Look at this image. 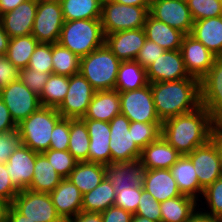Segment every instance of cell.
Segmentation results:
<instances>
[{
  "label": "cell",
  "instance_id": "obj_44",
  "mask_svg": "<svg viewBox=\"0 0 222 222\" xmlns=\"http://www.w3.org/2000/svg\"><path fill=\"white\" fill-rule=\"evenodd\" d=\"M203 196L210 211L200 212L212 218L222 217V176L204 190Z\"/></svg>",
  "mask_w": 222,
  "mask_h": 222
},
{
  "label": "cell",
  "instance_id": "obj_21",
  "mask_svg": "<svg viewBox=\"0 0 222 222\" xmlns=\"http://www.w3.org/2000/svg\"><path fill=\"white\" fill-rule=\"evenodd\" d=\"M105 178L114 188L143 187L146 167L140 159L105 166Z\"/></svg>",
  "mask_w": 222,
  "mask_h": 222
},
{
  "label": "cell",
  "instance_id": "obj_7",
  "mask_svg": "<svg viewBox=\"0 0 222 222\" xmlns=\"http://www.w3.org/2000/svg\"><path fill=\"white\" fill-rule=\"evenodd\" d=\"M120 111L130 122L162 123L156 112L151 84L131 91L119 92Z\"/></svg>",
  "mask_w": 222,
  "mask_h": 222
},
{
  "label": "cell",
  "instance_id": "obj_52",
  "mask_svg": "<svg viewBox=\"0 0 222 222\" xmlns=\"http://www.w3.org/2000/svg\"><path fill=\"white\" fill-rule=\"evenodd\" d=\"M20 70L5 56L0 59V89L19 80Z\"/></svg>",
  "mask_w": 222,
  "mask_h": 222
},
{
  "label": "cell",
  "instance_id": "obj_20",
  "mask_svg": "<svg viewBox=\"0 0 222 222\" xmlns=\"http://www.w3.org/2000/svg\"><path fill=\"white\" fill-rule=\"evenodd\" d=\"M82 120L85 122L90 138L88 162L105 166L111 164L109 122L91 119Z\"/></svg>",
  "mask_w": 222,
  "mask_h": 222
},
{
  "label": "cell",
  "instance_id": "obj_45",
  "mask_svg": "<svg viewBox=\"0 0 222 222\" xmlns=\"http://www.w3.org/2000/svg\"><path fill=\"white\" fill-rule=\"evenodd\" d=\"M116 197L114 206L135 214L143 187L115 188Z\"/></svg>",
  "mask_w": 222,
  "mask_h": 222
},
{
  "label": "cell",
  "instance_id": "obj_13",
  "mask_svg": "<svg viewBox=\"0 0 222 222\" xmlns=\"http://www.w3.org/2000/svg\"><path fill=\"white\" fill-rule=\"evenodd\" d=\"M149 14L185 35L191 34L194 21L186 0H151Z\"/></svg>",
  "mask_w": 222,
  "mask_h": 222
},
{
  "label": "cell",
  "instance_id": "obj_40",
  "mask_svg": "<svg viewBox=\"0 0 222 222\" xmlns=\"http://www.w3.org/2000/svg\"><path fill=\"white\" fill-rule=\"evenodd\" d=\"M133 141L142 150L161 136L162 123L131 122Z\"/></svg>",
  "mask_w": 222,
  "mask_h": 222
},
{
  "label": "cell",
  "instance_id": "obj_10",
  "mask_svg": "<svg viewBox=\"0 0 222 222\" xmlns=\"http://www.w3.org/2000/svg\"><path fill=\"white\" fill-rule=\"evenodd\" d=\"M0 98L17 125L41 107L39 96L33 93L20 79L1 88Z\"/></svg>",
  "mask_w": 222,
  "mask_h": 222
},
{
  "label": "cell",
  "instance_id": "obj_6",
  "mask_svg": "<svg viewBox=\"0 0 222 222\" xmlns=\"http://www.w3.org/2000/svg\"><path fill=\"white\" fill-rule=\"evenodd\" d=\"M150 7L127 6L113 0H103L101 24L104 35L144 28Z\"/></svg>",
  "mask_w": 222,
  "mask_h": 222
},
{
  "label": "cell",
  "instance_id": "obj_49",
  "mask_svg": "<svg viewBox=\"0 0 222 222\" xmlns=\"http://www.w3.org/2000/svg\"><path fill=\"white\" fill-rule=\"evenodd\" d=\"M20 144L21 138L18 128L0 133V163H6Z\"/></svg>",
  "mask_w": 222,
  "mask_h": 222
},
{
  "label": "cell",
  "instance_id": "obj_26",
  "mask_svg": "<svg viewBox=\"0 0 222 222\" xmlns=\"http://www.w3.org/2000/svg\"><path fill=\"white\" fill-rule=\"evenodd\" d=\"M190 35L215 56H222V16L194 21Z\"/></svg>",
  "mask_w": 222,
  "mask_h": 222
},
{
  "label": "cell",
  "instance_id": "obj_59",
  "mask_svg": "<svg viewBox=\"0 0 222 222\" xmlns=\"http://www.w3.org/2000/svg\"><path fill=\"white\" fill-rule=\"evenodd\" d=\"M25 0H0V15L17 8Z\"/></svg>",
  "mask_w": 222,
  "mask_h": 222
},
{
  "label": "cell",
  "instance_id": "obj_28",
  "mask_svg": "<svg viewBox=\"0 0 222 222\" xmlns=\"http://www.w3.org/2000/svg\"><path fill=\"white\" fill-rule=\"evenodd\" d=\"M170 171L181 194L200 201L198 196L200 194L203 195L204 190L200 187L195 168L190 158L187 155H181L177 162L170 168Z\"/></svg>",
  "mask_w": 222,
  "mask_h": 222
},
{
  "label": "cell",
  "instance_id": "obj_11",
  "mask_svg": "<svg viewBox=\"0 0 222 222\" xmlns=\"http://www.w3.org/2000/svg\"><path fill=\"white\" fill-rule=\"evenodd\" d=\"M130 123V120L121 113L109 122L111 163L140 159L141 149L133 141L132 130H129Z\"/></svg>",
  "mask_w": 222,
  "mask_h": 222
},
{
  "label": "cell",
  "instance_id": "obj_30",
  "mask_svg": "<svg viewBox=\"0 0 222 222\" xmlns=\"http://www.w3.org/2000/svg\"><path fill=\"white\" fill-rule=\"evenodd\" d=\"M197 203L196 199L187 195L160 202L161 222H187L199 210Z\"/></svg>",
  "mask_w": 222,
  "mask_h": 222
},
{
  "label": "cell",
  "instance_id": "obj_4",
  "mask_svg": "<svg viewBox=\"0 0 222 222\" xmlns=\"http://www.w3.org/2000/svg\"><path fill=\"white\" fill-rule=\"evenodd\" d=\"M121 61L106 44L80 58L79 73L95 91L113 90Z\"/></svg>",
  "mask_w": 222,
  "mask_h": 222
},
{
  "label": "cell",
  "instance_id": "obj_58",
  "mask_svg": "<svg viewBox=\"0 0 222 222\" xmlns=\"http://www.w3.org/2000/svg\"><path fill=\"white\" fill-rule=\"evenodd\" d=\"M6 222H35L20 214L12 205L9 209Z\"/></svg>",
  "mask_w": 222,
  "mask_h": 222
},
{
  "label": "cell",
  "instance_id": "obj_46",
  "mask_svg": "<svg viewBox=\"0 0 222 222\" xmlns=\"http://www.w3.org/2000/svg\"><path fill=\"white\" fill-rule=\"evenodd\" d=\"M70 118H61L51 134L49 149L67 151L70 138Z\"/></svg>",
  "mask_w": 222,
  "mask_h": 222
},
{
  "label": "cell",
  "instance_id": "obj_43",
  "mask_svg": "<svg viewBox=\"0 0 222 222\" xmlns=\"http://www.w3.org/2000/svg\"><path fill=\"white\" fill-rule=\"evenodd\" d=\"M28 68L38 72L53 73L52 43L37 45L29 60Z\"/></svg>",
  "mask_w": 222,
  "mask_h": 222
},
{
  "label": "cell",
  "instance_id": "obj_17",
  "mask_svg": "<svg viewBox=\"0 0 222 222\" xmlns=\"http://www.w3.org/2000/svg\"><path fill=\"white\" fill-rule=\"evenodd\" d=\"M37 154L29 147L20 144L6 162L12 184L19 191L25 190L31 185Z\"/></svg>",
  "mask_w": 222,
  "mask_h": 222
},
{
  "label": "cell",
  "instance_id": "obj_5",
  "mask_svg": "<svg viewBox=\"0 0 222 222\" xmlns=\"http://www.w3.org/2000/svg\"><path fill=\"white\" fill-rule=\"evenodd\" d=\"M61 118L56 108L39 107L17 125L21 144L37 153L49 150L52 131Z\"/></svg>",
  "mask_w": 222,
  "mask_h": 222
},
{
  "label": "cell",
  "instance_id": "obj_3",
  "mask_svg": "<svg viewBox=\"0 0 222 222\" xmlns=\"http://www.w3.org/2000/svg\"><path fill=\"white\" fill-rule=\"evenodd\" d=\"M58 43L79 58L105 44V35L100 19L65 21Z\"/></svg>",
  "mask_w": 222,
  "mask_h": 222
},
{
  "label": "cell",
  "instance_id": "obj_1",
  "mask_svg": "<svg viewBox=\"0 0 222 222\" xmlns=\"http://www.w3.org/2000/svg\"><path fill=\"white\" fill-rule=\"evenodd\" d=\"M214 128L211 114L200 106L195 111L162 122L161 135L181 155H187L209 141Z\"/></svg>",
  "mask_w": 222,
  "mask_h": 222
},
{
  "label": "cell",
  "instance_id": "obj_23",
  "mask_svg": "<svg viewBox=\"0 0 222 222\" xmlns=\"http://www.w3.org/2000/svg\"><path fill=\"white\" fill-rule=\"evenodd\" d=\"M181 154L162 135L141 150L140 161L147 170L170 169Z\"/></svg>",
  "mask_w": 222,
  "mask_h": 222
},
{
  "label": "cell",
  "instance_id": "obj_19",
  "mask_svg": "<svg viewBox=\"0 0 222 222\" xmlns=\"http://www.w3.org/2000/svg\"><path fill=\"white\" fill-rule=\"evenodd\" d=\"M38 6V0H25L17 8L0 15L4 31L9 38L29 35Z\"/></svg>",
  "mask_w": 222,
  "mask_h": 222
},
{
  "label": "cell",
  "instance_id": "obj_39",
  "mask_svg": "<svg viewBox=\"0 0 222 222\" xmlns=\"http://www.w3.org/2000/svg\"><path fill=\"white\" fill-rule=\"evenodd\" d=\"M200 103L211 114L215 126H222V85H200Z\"/></svg>",
  "mask_w": 222,
  "mask_h": 222
},
{
  "label": "cell",
  "instance_id": "obj_34",
  "mask_svg": "<svg viewBox=\"0 0 222 222\" xmlns=\"http://www.w3.org/2000/svg\"><path fill=\"white\" fill-rule=\"evenodd\" d=\"M39 43L32 34L10 38L4 56L19 70L25 69Z\"/></svg>",
  "mask_w": 222,
  "mask_h": 222
},
{
  "label": "cell",
  "instance_id": "obj_16",
  "mask_svg": "<svg viewBox=\"0 0 222 222\" xmlns=\"http://www.w3.org/2000/svg\"><path fill=\"white\" fill-rule=\"evenodd\" d=\"M180 51L186 71L199 80L209 71L217 57L190 34L184 36Z\"/></svg>",
  "mask_w": 222,
  "mask_h": 222
},
{
  "label": "cell",
  "instance_id": "obj_2",
  "mask_svg": "<svg viewBox=\"0 0 222 222\" xmlns=\"http://www.w3.org/2000/svg\"><path fill=\"white\" fill-rule=\"evenodd\" d=\"M156 112L161 122L195 111L200 103V80L190 76L177 81L151 83Z\"/></svg>",
  "mask_w": 222,
  "mask_h": 222
},
{
  "label": "cell",
  "instance_id": "obj_33",
  "mask_svg": "<svg viewBox=\"0 0 222 222\" xmlns=\"http://www.w3.org/2000/svg\"><path fill=\"white\" fill-rule=\"evenodd\" d=\"M116 191L114 186L104 178L92 191L82 197V211L102 213L114 206Z\"/></svg>",
  "mask_w": 222,
  "mask_h": 222
},
{
  "label": "cell",
  "instance_id": "obj_12",
  "mask_svg": "<svg viewBox=\"0 0 222 222\" xmlns=\"http://www.w3.org/2000/svg\"><path fill=\"white\" fill-rule=\"evenodd\" d=\"M95 90L80 73L69 77V88L62 103L56 108L63 118H83Z\"/></svg>",
  "mask_w": 222,
  "mask_h": 222
},
{
  "label": "cell",
  "instance_id": "obj_18",
  "mask_svg": "<svg viewBox=\"0 0 222 222\" xmlns=\"http://www.w3.org/2000/svg\"><path fill=\"white\" fill-rule=\"evenodd\" d=\"M145 41L144 28L105 35V44L120 61H134Z\"/></svg>",
  "mask_w": 222,
  "mask_h": 222
},
{
  "label": "cell",
  "instance_id": "obj_50",
  "mask_svg": "<svg viewBox=\"0 0 222 222\" xmlns=\"http://www.w3.org/2000/svg\"><path fill=\"white\" fill-rule=\"evenodd\" d=\"M164 52L165 49H163L160 45L154 41L146 39L145 44L141 47L135 61L146 69Z\"/></svg>",
  "mask_w": 222,
  "mask_h": 222
},
{
  "label": "cell",
  "instance_id": "obj_63",
  "mask_svg": "<svg viewBox=\"0 0 222 222\" xmlns=\"http://www.w3.org/2000/svg\"><path fill=\"white\" fill-rule=\"evenodd\" d=\"M187 222H213V219L197 211Z\"/></svg>",
  "mask_w": 222,
  "mask_h": 222
},
{
  "label": "cell",
  "instance_id": "obj_36",
  "mask_svg": "<svg viewBox=\"0 0 222 222\" xmlns=\"http://www.w3.org/2000/svg\"><path fill=\"white\" fill-rule=\"evenodd\" d=\"M70 138L68 151L77 162H88L90 138L85 122L70 118Z\"/></svg>",
  "mask_w": 222,
  "mask_h": 222
},
{
  "label": "cell",
  "instance_id": "obj_25",
  "mask_svg": "<svg viewBox=\"0 0 222 222\" xmlns=\"http://www.w3.org/2000/svg\"><path fill=\"white\" fill-rule=\"evenodd\" d=\"M120 113V95L117 90L95 91L88 109L81 119L110 122Z\"/></svg>",
  "mask_w": 222,
  "mask_h": 222
},
{
  "label": "cell",
  "instance_id": "obj_65",
  "mask_svg": "<svg viewBox=\"0 0 222 222\" xmlns=\"http://www.w3.org/2000/svg\"><path fill=\"white\" fill-rule=\"evenodd\" d=\"M213 222H222V217H213Z\"/></svg>",
  "mask_w": 222,
  "mask_h": 222
},
{
  "label": "cell",
  "instance_id": "obj_15",
  "mask_svg": "<svg viewBox=\"0 0 222 222\" xmlns=\"http://www.w3.org/2000/svg\"><path fill=\"white\" fill-rule=\"evenodd\" d=\"M148 82L177 81L189 78L180 50L165 51L147 68Z\"/></svg>",
  "mask_w": 222,
  "mask_h": 222
},
{
  "label": "cell",
  "instance_id": "obj_66",
  "mask_svg": "<svg viewBox=\"0 0 222 222\" xmlns=\"http://www.w3.org/2000/svg\"><path fill=\"white\" fill-rule=\"evenodd\" d=\"M38 1H45V2H58L61 3L62 0H38Z\"/></svg>",
  "mask_w": 222,
  "mask_h": 222
},
{
  "label": "cell",
  "instance_id": "obj_56",
  "mask_svg": "<svg viewBox=\"0 0 222 222\" xmlns=\"http://www.w3.org/2000/svg\"><path fill=\"white\" fill-rule=\"evenodd\" d=\"M64 222H103L101 213L81 211Z\"/></svg>",
  "mask_w": 222,
  "mask_h": 222
},
{
  "label": "cell",
  "instance_id": "obj_9",
  "mask_svg": "<svg viewBox=\"0 0 222 222\" xmlns=\"http://www.w3.org/2000/svg\"><path fill=\"white\" fill-rule=\"evenodd\" d=\"M64 22L61 3L38 1L31 34L40 43H58Z\"/></svg>",
  "mask_w": 222,
  "mask_h": 222
},
{
  "label": "cell",
  "instance_id": "obj_48",
  "mask_svg": "<svg viewBox=\"0 0 222 222\" xmlns=\"http://www.w3.org/2000/svg\"><path fill=\"white\" fill-rule=\"evenodd\" d=\"M52 73H43L25 68L20 70L19 79L36 95L40 96L45 83Z\"/></svg>",
  "mask_w": 222,
  "mask_h": 222
},
{
  "label": "cell",
  "instance_id": "obj_47",
  "mask_svg": "<svg viewBox=\"0 0 222 222\" xmlns=\"http://www.w3.org/2000/svg\"><path fill=\"white\" fill-rule=\"evenodd\" d=\"M135 215L146 217L155 222H161L160 202L143 189Z\"/></svg>",
  "mask_w": 222,
  "mask_h": 222
},
{
  "label": "cell",
  "instance_id": "obj_35",
  "mask_svg": "<svg viewBox=\"0 0 222 222\" xmlns=\"http://www.w3.org/2000/svg\"><path fill=\"white\" fill-rule=\"evenodd\" d=\"M103 0H62L65 21L100 19Z\"/></svg>",
  "mask_w": 222,
  "mask_h": 222
},
{
  "label": "cell",
  "instance_id": "obj_62",
  "mask_svg": "<svg viewBox=\"0 0 222 222\" xmlns=\"http://www.w3.org/2000/svg\"><path fill=\"white\" fill-rule=\"evenodd\" d=\"M127 6L150 7L151 0H113Z\"/></svg>",
  "mask_w": 222,
  "mask_h": 222
},
{
  "label": "cell",
  "instance_id": "obj_54",
  "mask_svg": "<svg viewBox=\"0 0 222 222\" xmlns=\"http://www.w3.org/2000/svg\"><path fill=\"white\" fill-rule=\"evenodd\" d=\"M103 222H131L133 214L120 207L111 206L101 213Z\"/></svg>",
  "mask_w": 222,
  "mask_h": 222
},
{
  "label": "cell",
  "instance_id": "obj_22",
  "mask_svg": "<svg viewBox=\"0 0 222 222\" xmlns=\"http://www.w3.org/2000/svg\"><path fill=\"white\" fill-rule=\"evenodd\" d=\"M49 194L58 215L63 221L76 216L82 211L83 195L68 178L62 179L59 185Z\"/></svg>",
  "mask_w": 222,
  "mask_h": 222
},
{
  "label": "cell",
  "instance_id": "obj_51",
  "mask_svg": "<svg viewBox=\"0 0 222 222\" xmlns=\"http://www.w3.org/2000/svg\"><path fill=\"white\" fill-rule=\"evenodd\" d=\"M19 190L12 184L6 163H0V197L12 203Z\"/></svg>",
  "mask_w": 222,
  "mask_h": 222
},
{
  "label": "cell",
  "instance_id": "obj_32",
  "mask_svg": "<svg viewBox=\"0 0 222 222\" xmlns=\"http://www.w3.org/2000/svg\"><path fill=\"white\" fill-rule=\"evenodd\" d=\"M147 72L138 62L121 61L118 68L115 90L126 92L148 85Z\"/></svg>",
  "mask_w": 222,
  "mask_h": 222
},
{
  "label": "cell",
  "instance_id": "obj_27",
  "mask_svg": "<svg viewBox=\"0 0 222 222\" xmlns=\"http://www.w3.org/2000/svg\"><path fill=\"white\" fill-rule=\"evenodd\" d=\"M144 31L146 39L154 41L165 51L180 50L185 36L181 31L153 18L150 14L146 18Z\"/></svg>",
  "mask_w": 222,
  "mask_h": 222
},
{
  "label": "cell",
  "instance_id": "obj_64",
  "mask_svg": "<svg viewBox=\"0 0 222 222\" xmlns=\"http://www.w3.org/2000/svg\"><path fill=\"white\" fill-rule=\"evenodd\" d=\"M131 222H155V221H152L146 217H142V216H138V215L133 214Z\"/></svg>",
  "mask_w": 222,
  "mask_h": 222
},
{
  "label": "cell",
  "instance_id": "obj_24",
  "mask_svg": "<svg viewBox=\"0 0 222 222\" xmlns=\"http://www.w3.org/2000/svg\"><path fill=\"white\" fill-rule=\"evenodd\" d=\"M143 189L158 202L182 195L170 169L146 170Z\"/></svg>",
  "mask_w": 222,
  "mask_h": 222
},
{
  "label": "cell",
  "instance_id": "obj_41",
  "mask_svg": "<svg viewBox=\"0 0 222 222\" xmlns=\"http://www.w3.org/2000/svg\"><path fill=\"white\" fill-rule=\"evenodd\" d=\"M193 21L222 16L221 0H186Z\"/></svg>",
  "mask_w": 222,
  "mask_h": 222
},
{
  "label": "cell",
  "instance_id": "obj_42",
  "mask_svg": "<svg viewBox=\"0 0 222 222\" xmlns=\"http://www.w3.org/2000/svg\"><path fill=\"white\" fill-rule=\"evenodd\" d=\"M43 154L46 156L55 171L64 179L68 178L69 174L74 169L77 161L72 154L67 151L49 149Z\"/></svg>",
  "mask_w": 222,
  "mask_h": 222
},
{
  "label": "cell",
  "instance_id": "obj_61",
  "mask_svg": "<svg viewBox=\"0 0 222 222\" xmlns=\"http://www.w3.org/2000/svg\"><path fill=\"white\" fill-rule=\"evenodd\" d=\"M12 203L0 197V222H6Z\"/></svg>",
  "mask_w": 222,
  "mask_h": 222
},
{
  "label": "cell",
  "instance_id": "obj_38",
  "mask_svg": "<svg viewBox=\"0 0 222 222\" xmlns=\"http://www.w3.org/2000/svg\"><path fill=\"white\" fill-rule=\"evenodd\" d=\"M53 73L70 77L79 73L80 58L59 43L52 44Z\"/></svg>",
  "mask_w": 222,
  "mask_h": 222
},
{
  "label": "cell",
  "instance_id": "obj_60",
  "mask_svg": "<svg viewBox=\"0 0 222 222\" xmlns=\"http://www.w3.org/2000/svg\"><path fill=\"white\" fill-rule=\"evenodd\" d=\"M9 39H10L9 36L4 31L2 23L0 21V54L3 55V56L7 52Z\"/></svg>",
  "mask_w": 222,
  "mask_h": 222
},
{
  "label": "cell",
  "instance_id": "obj_29",
  "mask_svg": "<svg viewBox=\"0 0 222 222\" xmlns=\"http://www.w3.org/2000/svg\"><path fill=\"white\" fill-rule=\"evenodd\" d=\"M105 165L92 162H77L68 179L84 195L96 188L105 178Z\"/></svg>",
  "mask_w": 222,
  "mask_h": 222
},
{
  "label": "cell",
  "instance_id": "obj_37",
  "mask_svg": "<svg viewBox=\"0 0 222 222\" xmlns=\"http://www.w3.org/2000/svg\"><path fill=\"white\" fill-rule=\"evenodd\" d=\"M69 88V77L52 73L39 96L41 106L57 108Z\"/></svg>",
  "mask_w": 222,
  "mask_h": 222
},
{
  "label": "cell",
  "instance_id": "obj_8",
  "mask_svg": "<svg viewBox=\"0 0 222 222\" xmlns=\"http://www.w3.org/2000/svg\"><path fill=\"white\" fill-rule=\"evenodd\" d=\"M12 206L35 222H64L58 215L49 193L29 189L19 191L12 201Z\"/></svg>",
  "mask_w": 222,
  "mask_h": 222
},
{
  "label": "cell",
  "instance_id": "obj_14",
  "mask_svg": "<svg viewBox=\"0 0 222 222\" xmlns=\"http://www.w3.org/2000/svg\"><path fill=\"white\" fill-rule=\"evenodd\" d=\"M187 156L193 163L200 187L203 190L222 176L219 152L212 139L195 148Z\"/></svg>",
  "mask_w": 222,
  "mask_h": 222
},
{
  "label": "cell",
  "instance_id": "obj_53",
  "mask_svg": "<svg viewBox=\"0 0 222 222\" xmlns=\"http://www.w3.org/2000/svg\"><path fill=\"white\" fill-rule=\"evenodd\" d=\"M200 85H222V56L216 57L212 67L200 79Z\"/></svg>",
  "mask_w": 222,
  "mask_h": 222
},
{
  "label": "cell",
  "instance_id": "obj_55",
  "mask_svg": "<svg viewBox=\"0 0 222 222\" xmlns=\"http://www.w3.org/2000/svg\"><path fill=\"white\" fill-rule=\"evenodd\" d=\"M17 128V124L12 119L8 108L0 98V133H5Z\"/></svg>",
  "mask_w": 222,
  "mask_h": 222
},
{
  "label": "cell",
  "instance_id": "obj_31",
  "mask_svg": "<svg viewBox=\"0 0 222 222\" xmlns=\"http://www.w3.org/2000/svg\"><path fill=\"white\" fill-rule=\"evenodd\" d=\"M63 178L55 171L43 153H38L34 165L33 179L27 188L34 192L50 193Z\"/></svg>",
  "mask_w": 222,
  "mask_h": 222
},
{
  "label": "cell",
  "instance_id": "obj_57",
  "mask_svg": "<svg viewBox=\"0 0 222 222\" xmlns=\"http://www.w3.org/2000/svg\"><path fill=\"white\" fill-rule=\"evenodd\" d=\"M211 139L215 142L217 146L222 170V126H215Z\"/></svg>",
  "mask_w": 222,
  "mask_h": 222
}]
</instances>
